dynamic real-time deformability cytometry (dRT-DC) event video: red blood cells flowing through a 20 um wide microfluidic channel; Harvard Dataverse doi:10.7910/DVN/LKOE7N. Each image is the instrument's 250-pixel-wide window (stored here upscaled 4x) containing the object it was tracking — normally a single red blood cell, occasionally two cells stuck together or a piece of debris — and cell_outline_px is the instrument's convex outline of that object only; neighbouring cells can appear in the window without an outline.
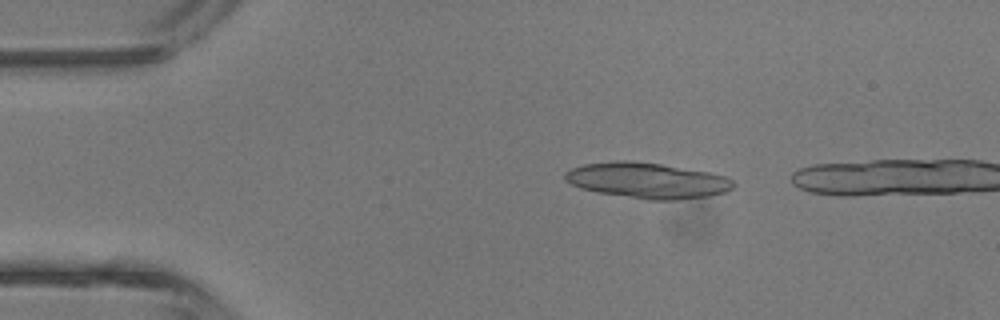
{"species": "common noctule bat (a hibernating species)", "species_latin": "Nyctalus noctula", "temperature_condition": "room temperature", "stored_images_in_passage": 8, "camera_frame_rate_fps": 3000, "um_per_image_px": 0.085, "animal": {"sex": "male", "body_mass_g": 13.3}, "frame": {"image": 1, "passage_image": 6, "time_ms": 1.667, "image_size_px": [1000, 320], "cell_outline_px": [[736, 184], [732, 188], [724, 192], [708, 196], [680, 200], [648, 200], [596, 192], [580, 188], [564, 180], [564, 172], [572, 168], [584, 164], [616, 160], [628, 160], [660, 164], [708, 172], [724, 176], [732, 180]], "centroid_in_image_um": [54.99, 15.34], "position_along_channel_um": 30.0, "area_um2": 35.03}}